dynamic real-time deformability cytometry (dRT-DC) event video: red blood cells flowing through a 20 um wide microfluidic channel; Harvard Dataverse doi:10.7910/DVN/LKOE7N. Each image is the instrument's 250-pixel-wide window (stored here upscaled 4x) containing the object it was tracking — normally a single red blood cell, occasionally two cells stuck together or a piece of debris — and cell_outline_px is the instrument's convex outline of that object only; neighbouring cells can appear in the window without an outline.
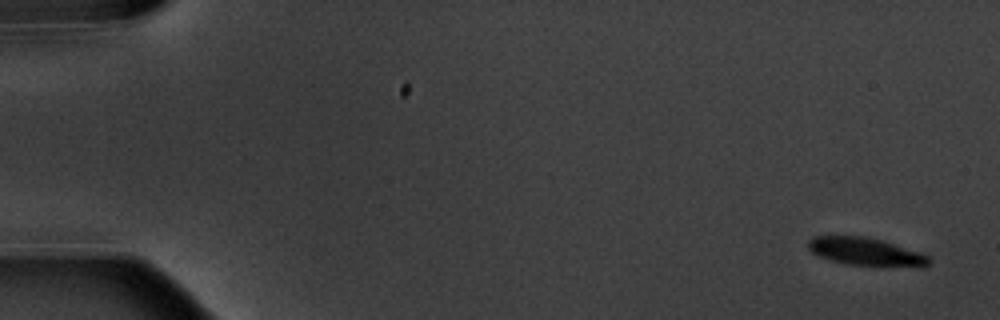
{"species": "common noctule bat (a hibernating species)", "species_latin": "Nyctalus noctula", "temperature_condition": "warm", "stored_images_in_passage": 6, "camera_frame_rate_fps": 3000, "um_per_image_px": 0.085, "animal": {"sex": "male", "body_mass_g": 20.1, "forearm_length_mm": 53.5}, "frame": {"image": 1, "passage_image": 1, "time_ms": 0.0, "image_size_px": [1000, 320], "cell_outline_px": [[928, 264], [924, 268], [880, 268], [844, 264], [820, 256], [812, 252], [808, 248], [808, 240], [812, 236], [864, 236], [880, 240], [928, 256]], "centroid_in_image_um": [73.6, 21.45], "position_along_channel_um": 11.4, "area_um2": 20.0}}
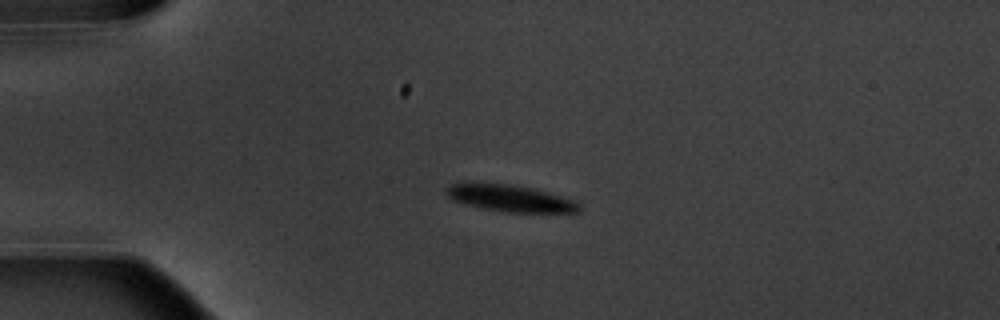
{"frame": {"image": 2, "passage_image": 4, "time_ms": 4.0, "image_size_px": [1000, 320], "cell_outline_px": [[584, 208], [580, 212], [508, 212], [480, 208], [464, 204], [452, 200], [448, 196], [448, 188], [452, 184], [508, 184], [532, 188], [572, 200], [580, 204]], "centroid_in_image_um": [43.42, 16.88], "position_along_channel_um": 41.6, "area_um2": 20.11}}